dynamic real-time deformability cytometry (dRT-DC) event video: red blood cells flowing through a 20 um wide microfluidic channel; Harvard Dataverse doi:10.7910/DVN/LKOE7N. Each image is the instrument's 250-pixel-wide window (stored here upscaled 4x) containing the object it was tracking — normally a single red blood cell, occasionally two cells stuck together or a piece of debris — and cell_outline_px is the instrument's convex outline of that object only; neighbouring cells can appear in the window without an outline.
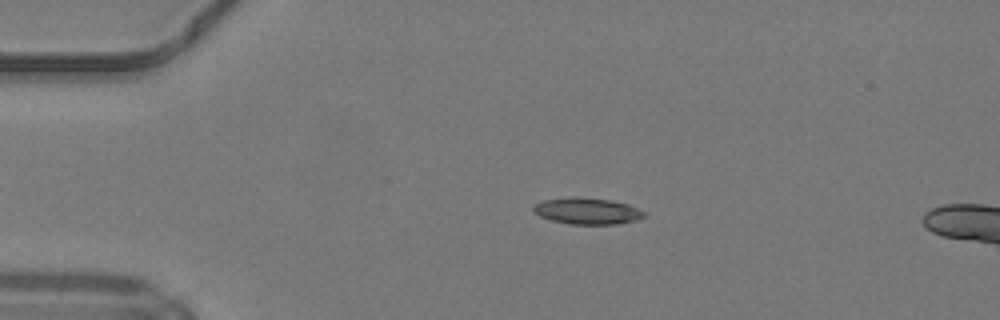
{"species": "common noctule bat (a hibernating species)", "species_latin": "Nyctalus noctula", "temperature_condition": "warm", "stored_images_in_passage": 10, "camera_frame_rate_fps": 3000, "um_per_image_px": 0.085, "animal": {"sex": "male", "body_mass_g": 19.2, "forearm_length_mm": 51.8}, "frame": {"image": 1, "passage_image": 6, "time_ms": 1.667, "image_size_px": [1000, 320], "cell_outline_px": [[648, 216], [636, 220], [616, 224], [568, 224], [552, 220], [540, 216], [532, 208], [536, 204], [544, 200], [576, 196], [612, 200], [628, 204], [644, 212]], "centroid_in_image_um": [49.94, 17.93], "position_along_channel_um": 35.1, "area_um2": 16.99}}